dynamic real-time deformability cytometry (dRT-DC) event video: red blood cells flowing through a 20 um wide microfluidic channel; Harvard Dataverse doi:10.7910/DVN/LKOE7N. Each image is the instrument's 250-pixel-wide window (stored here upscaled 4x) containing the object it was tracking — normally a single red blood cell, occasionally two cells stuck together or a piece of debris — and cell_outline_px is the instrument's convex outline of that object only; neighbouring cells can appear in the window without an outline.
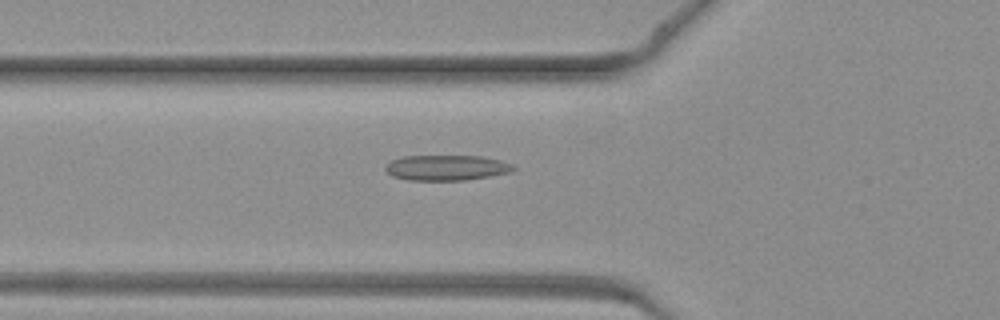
{"species": "common noctule bat (a hibernating species)", "species_latin": "Nyctalus noctula", "temperature_condition": "warm", "stored_images_in_passage": 46, "camera_frame_rate_fps": 3000, "um_per_image_px": 0.085, "animal": {"sex": "female", "body_mass_g": 19.3, "forearm_length_mm": 54.1}, "frame": {"image": 1, "passage_image": 17, "time_ms": 5.333, "image_size_px": [1000, 320], "cell_outline_px": [[516, 168], [512, 172], [464, 180], [408, 180], [392, 176], [384, 168], [392, 160], [404, 156], [484, 156], [500, 160], [512, 164]], "centroid_in_image_um": [37.97, 14.25], "position_along_channel_um": 87.8, "area_um2": 18.84}}
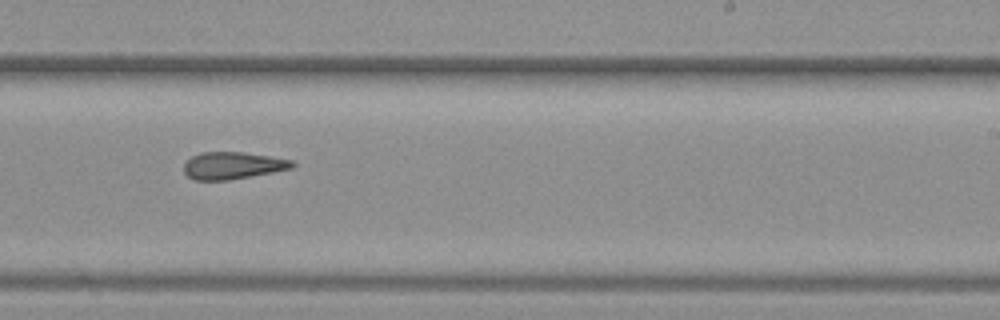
{"frame": {"image": 2, "passage_image": 29, "time_ms": 9.333, "image_size_px": [1000, 320], "cell_outline_px": [[296, 164], [292, 168], [272, 172], [228, 180], [196, 180], [188, 176], [184, 172], [184, 164], [192, 156], [200, 152], [240, 152], [268, 156], [292, 160]], "centroid_in_image_um": [19.76, 14.07], "position_along_channel_um": 269.2, "area_um2": 16.94}}
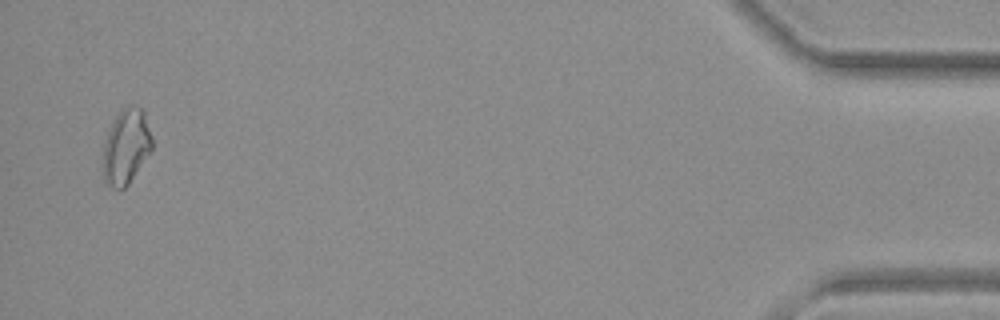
{"frame": {"image": 3, "passage_image": 45, "time_ms": 14.667, "image_size_px": [1000, 320], "cell_outline_px": [[152, 148], [128, 184], [120, 192], [112, 188], [104, 180], [104, 140], [116, 116], [128, 104], [140, 108], [144, 112], [152, 136]], "centroid_in_image_um": [10.72, 12.48], "position_along_channel_um": 424.5, "area_um2": 21.1}}